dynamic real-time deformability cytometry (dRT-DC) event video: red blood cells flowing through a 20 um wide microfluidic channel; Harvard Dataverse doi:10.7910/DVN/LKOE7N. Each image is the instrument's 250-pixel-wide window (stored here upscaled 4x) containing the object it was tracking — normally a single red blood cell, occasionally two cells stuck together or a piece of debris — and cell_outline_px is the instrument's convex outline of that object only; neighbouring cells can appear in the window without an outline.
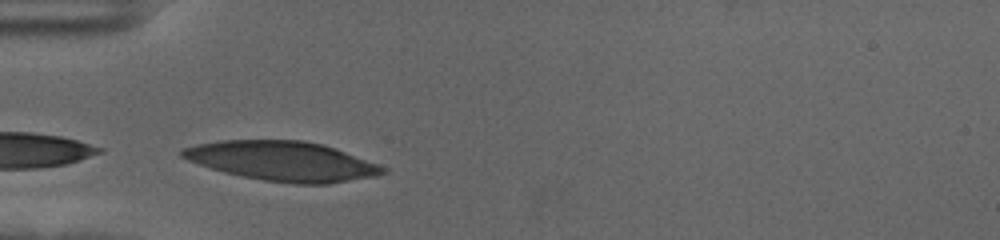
{"species": "human", "species_latin": "Homo sapiens", "temperature_condition": "cold", "stored_images_in_passage": 15, "camera_frame_rate_fps": 3000, "um_per_image_px": 0.085, "donor": {"sex": "female"}, "frame": {"image": 1, "passage_image": 1, "time_ms": 0.0, "image_size_px": [1000, 240], "cell_outline_px": [[388, 172], [376, 176], [328, 184], [296, 184], [264, 180], [240, 176], [224, 172], [188, 160], [180, 156], [180, 148], [196, 144], [220, 140], [304, 140], [324, 144], [388, 168]], "centroid_in_image_um": [24.01, 13.69], "position_along_channel_um": 61.0, "area_um2": 46.3}}
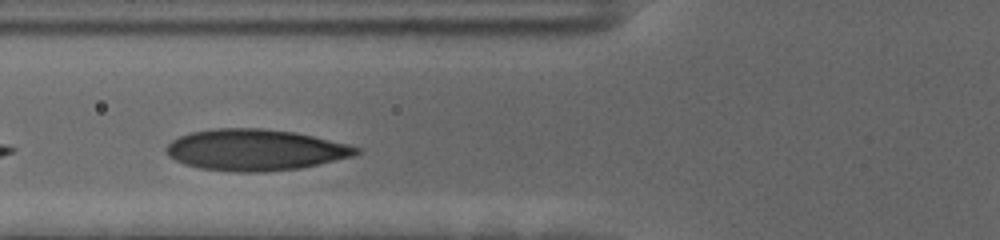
{"frame": {"image": 2, "passage_image": 5, "time_ms": 1.333, "image_size_px": [1000, 240], "cell_outline_px": [[360, 152], [352, 156], [300, 168], [264, 172], [236, 172], [200, 168], [184, 164], [168, 156], [164, 152], [164, 148], [172, 140], [180, 136], [192, 132], [212, 128], [260, 128], [296, 132], [348, 144], [360, 148]], "centroid_in_image_um": [21.65, 12.74], "position_along_channel_um": 104.1, "area_um2": 45.72}}
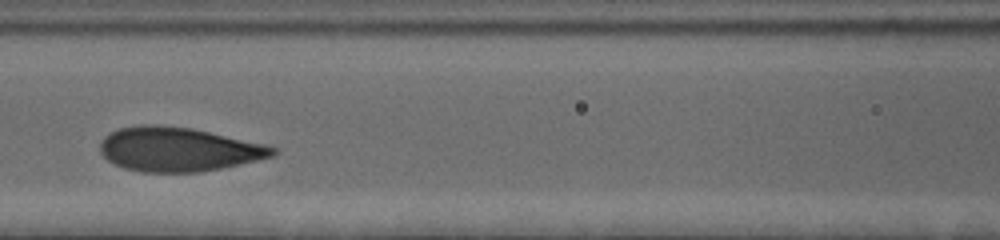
{"frame": {"image": 3, "passage_image": 9, "time_ms": 2.667, "image_size_px": [1000, 240], "cell_outline_px": [[280, 152], [276, 156], [220, 168], [200, 172], [140, 172], [124, 168], [108, 160], [100, 152], [100, 144], [104, 136], [120, 128], [144, 124], [156, 124], [192, 128], [264, 144], [280, 148]], "centroid_in_image_um": [15.19, 12.69], "position_along_channel_um": 151.4, "area_um2": 44.45}}